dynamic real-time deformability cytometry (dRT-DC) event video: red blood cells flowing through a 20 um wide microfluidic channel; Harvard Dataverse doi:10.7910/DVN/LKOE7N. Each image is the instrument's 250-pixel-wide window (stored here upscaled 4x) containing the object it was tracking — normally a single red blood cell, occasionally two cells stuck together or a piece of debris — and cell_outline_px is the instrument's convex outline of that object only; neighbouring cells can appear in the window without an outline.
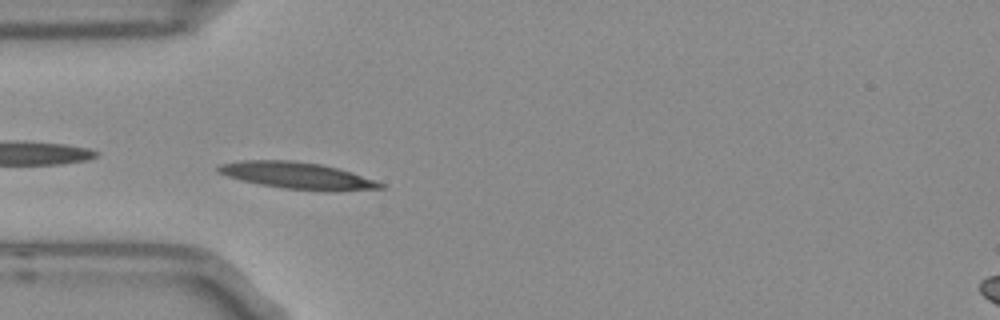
{"species": "Egyptian fruit bat (a non-hibernating species)", "species_latin": "Rousettus aegyptiacus", "temperature_condition": "room temperature", "stored_images_in_passage": 52, "camera_frame_rate_fps": 3000, "um_per_image_px": 0.085, "frame": {"image": 1, "passage_image": 13, "time_ms": 4.0, "image_size_px": [1000, 320], "cell_outline_px": [[384, 188], [336, 192], [332, 192], [284, 188], [260, 184], [240, 180], [216, 172], [216, 168], [220, 164], [244, 160], [292, 160], [320, 164], [352, 172], [384, 184]], "centroid_in_image_um": [25.27, 14.93], "position_along_channel_um": 59.7, "area_um2": 25.26}}
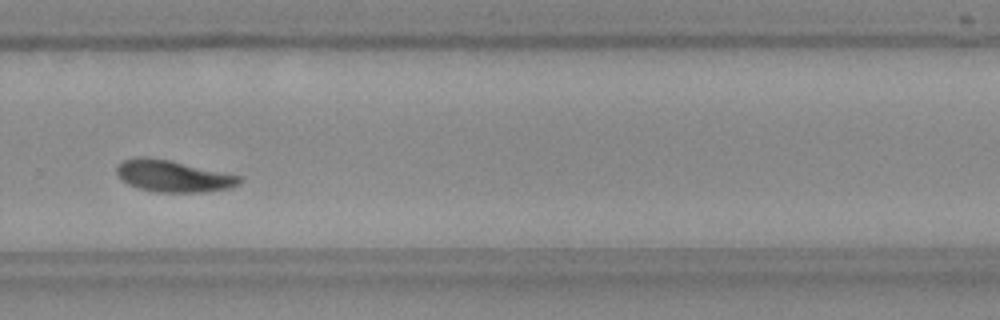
{"frame": {"image": 2, "passage_image": 34, "time_ms": 11.0, "image_size_px": [1000, 320], "cell_outline_px": [[244, 180], [240, 184], [228, 188], [204, 192], [156, 192], [140, 188], [128, 184], [116, 172], [116, 168], [124, 160], [168, 160], [240, 176]], "centroid_in_image_um": [14.81, 15.02], "position_along_channel_um": 315.0, "area_um2": 21.56}}
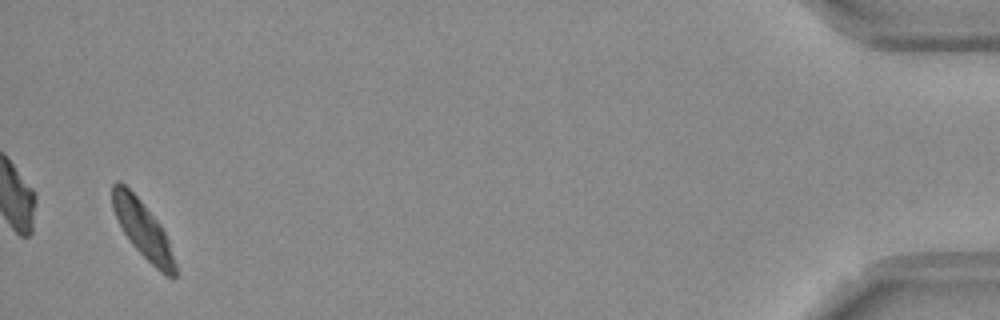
{"frame": {"image": 3, "passage_image": 50, "time_ms": 16.333, "image_size_px": [1000, 320], "cell_outline_px": [[176, 276], [164, 276], [132, 244], [124, 232], [112, 208], [112, 184], [116, 180], [120, 180], [140, 200], [160, 224], [168, 240], [176, 264]], "centroid_in_image_um": [12.13, 19.48], "position_along_channel_um": 423.1, "area_um2": 20.35}, "authors_computed_cell_mechanics": {"area_um2": 22.3397, "velocity_mm_per_s": 3.6738, "shape_relaxation_time_tau1_ms": 7.0658, "shape_relaxation_time_tau2_ms": 4.2849, "deformation_change_tau1": 0.2136, "deformation_change_tau2": 0.0889}}